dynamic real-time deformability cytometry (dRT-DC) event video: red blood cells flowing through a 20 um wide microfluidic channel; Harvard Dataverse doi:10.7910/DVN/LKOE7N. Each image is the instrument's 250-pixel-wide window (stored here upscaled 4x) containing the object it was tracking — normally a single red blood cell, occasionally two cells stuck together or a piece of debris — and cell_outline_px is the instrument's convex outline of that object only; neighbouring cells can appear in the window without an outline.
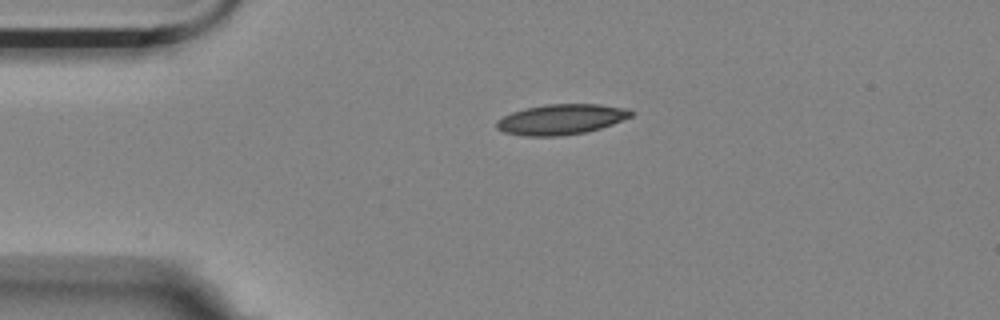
{"species": "Egyptian fruit bat (a non-hibernating species)", "species_latin": "Rousettus aegyptiacus", "temperature_condition": "room temperature", "stored_images_in_passage": 2, "camera_frame_rate_fps": 3000, "um_per_image_px": 0.085, "animal": {"sex": "female"}, "frame": {"image": 1, "passage_image": 1, "time_ms": 0.0, "image_size_px": [1000, 320], "cell_outline_px": [[636, 112], [632, 116], [612, 124], [600, 128], [584, 132], [560, 136], [524, 136], [504, 132], [496, 128], [496, 120], [512, 112], [524, 108], [544, 104], [600, 104], [628, 108]], "centroid_in_image_um": [47.7, 10.13], "position_along_channel_um": 37.3, "area_um2": 23.93}}